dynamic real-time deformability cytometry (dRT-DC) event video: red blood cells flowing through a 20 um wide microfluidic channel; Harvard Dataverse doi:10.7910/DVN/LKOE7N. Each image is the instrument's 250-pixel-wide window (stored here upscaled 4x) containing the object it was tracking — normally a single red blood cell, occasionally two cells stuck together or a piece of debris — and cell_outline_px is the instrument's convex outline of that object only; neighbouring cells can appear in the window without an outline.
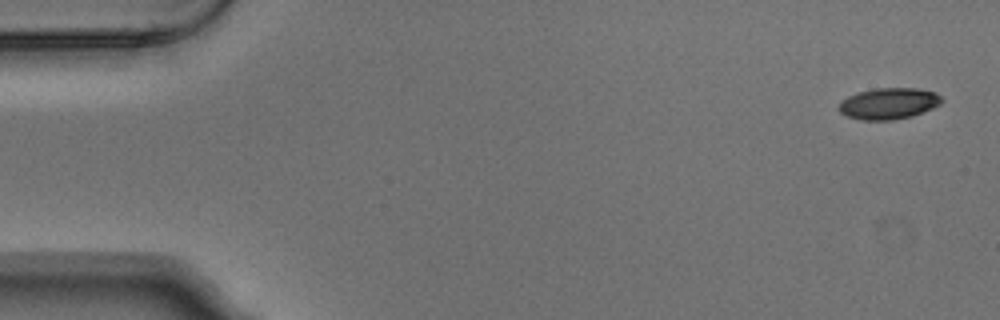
{"species": "Egyptian fruit bat (a non-hibernating species)", "species_latin": "Rousettus aegyptiacus", "temperature_condition": "warm", "stored_images_in_passage": 4, "camera_frame_rate_fps": 3000, "um_per_image_px": 0.085, "animal": {"sex": "male"}, "frame": {"image": 1, "passage_image": 1, "time_ms": 0.0, "image_size_px": [1000, 320], "cell_outline_px": [[944, 100], [940, 104], [932, 108], [912, 116], [892, 120], [860, 120], [848, 116], [840, 112], [840, 104], [848, 96], [860, 92], [876, 88], [920, 88], [936, 92]], "centroid_in_image_um": [75.59, 8.79], "position_along_channel_um": 9.4, "area_um2": 18.61}}